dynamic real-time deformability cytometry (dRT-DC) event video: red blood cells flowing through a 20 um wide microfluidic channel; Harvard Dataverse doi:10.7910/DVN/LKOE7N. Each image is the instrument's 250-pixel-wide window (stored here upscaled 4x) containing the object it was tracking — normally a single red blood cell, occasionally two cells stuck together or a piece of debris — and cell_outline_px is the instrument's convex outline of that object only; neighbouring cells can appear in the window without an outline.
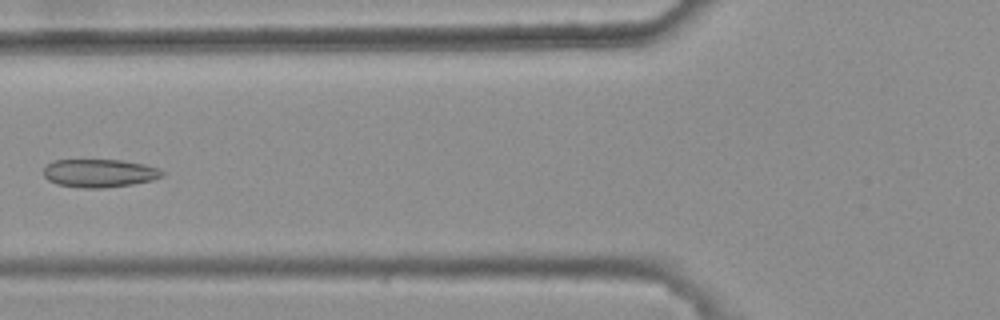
{"species": "common noctule bat (a hibernating species)", "species_latin": "Nyctalus noctula", "temperature_condition": "warm", "stored_images_in_passage": 5, "camera_frame_rate_fps": 3000, "um_per_image_px": 0.085, "animal": {"sex": "female", "body_mass_g": 25.1}, "frame": {"image": 1, "passage_image": 4, "time_ms": 1.0, "image_size_px": [1000, 320], "cell_outline_px": [[164, 176], [152, 180], [132, 184], [104, 188], [84, 188], [56, 184], [48, 180], [44, 176], [44, 168], [52, 160], [120, 160], [144, 164], [156, 168], [164, 172]], "centroid_in_image_um": [8.43, 14.72], "position_along_channel_um": 117.4, "area_um2": 19.42}}
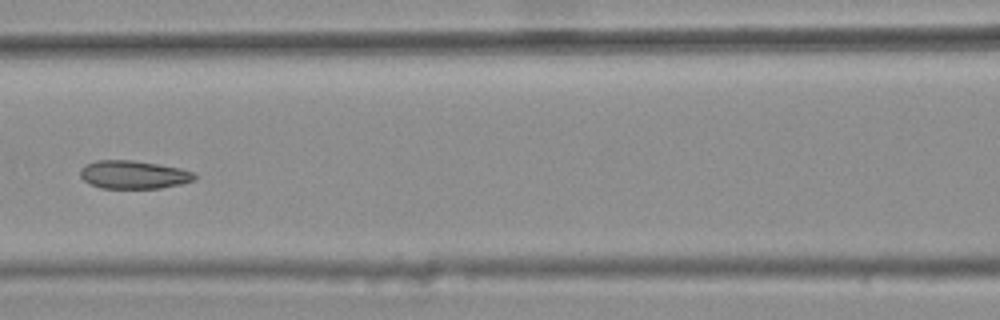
{"frame": {"image": 2, "passage_image": 5, "time_ms": 1.333, "image_size_px": [1000, 320], "cell_outline_px": [[196, 180], [180, 184], [160, 188], [100, 188], [84, 180], [80, 176], [80, 168], [84, 164], [96, 160], [132, 160], [180, 168], [192, 172], [196, 176]], "centroid_in_image_um": [11.33, 14.84], "position_along_channel_um": 155.3, "area_um2": 18.73}}